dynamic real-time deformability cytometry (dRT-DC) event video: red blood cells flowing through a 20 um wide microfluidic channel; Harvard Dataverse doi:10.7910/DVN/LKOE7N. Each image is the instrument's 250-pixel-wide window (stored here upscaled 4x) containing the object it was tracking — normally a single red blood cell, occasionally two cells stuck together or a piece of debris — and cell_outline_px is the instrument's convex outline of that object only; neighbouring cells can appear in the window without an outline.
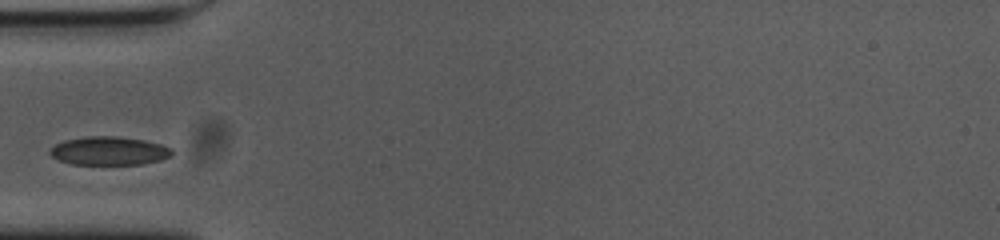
{"species": "common noctule bat (a hibernating species)", "species_latin": "Nyctalus noctula", "temperature_condition": "cold", "stored_images_in_passage": 28, "camera_frame_rate_fps": 3000, "um_per_image_px": 0.085, "animal": {"sex": "female", "body_mass_g": 23.0, "forearm_length_mm": 53.4}, "frame": {"image": 1, "passage_image": 1, "time_ms": 0.0, "image_size_px": [1000, 240], "cell_outline_px": [[172, 156], [160, 160], [144, 164], [72, 164], [60, 160], [52, 156], [48, 152], [56, 144], [64, 140], [88, 136], [116, 136], [144, 140], [160, 144], [172, 148]], "centroid_in_image_um": [9.3, 12.82], "position_along_channel_um": 75.7, "area_um2": 20.17}}
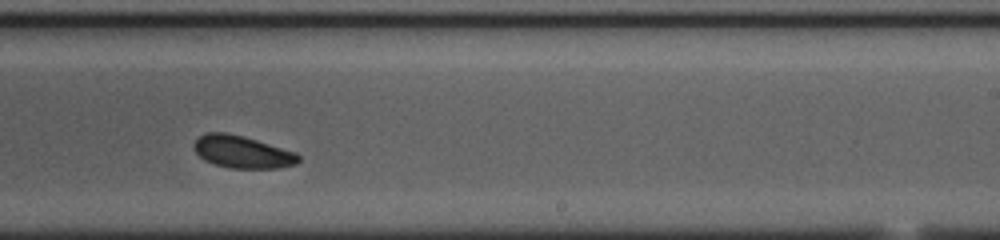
{"frame": {"image": 2, "passage_image": 17, "time_ms": 5.333, "image_size_px": [1000, 240], "cell_outline_px": [[300, 160], [296, 164], [276, 168], [228, 168], [204, 160], [192, 148], [192, 144], [200, 136], [208, 132], [224, 132], [244, 136], [296, 152], [300, 156]], "centroid_in_image_um": [20.59, 12.91], "position_along_channel_um": 268.4, "area_um2": 19.71}}
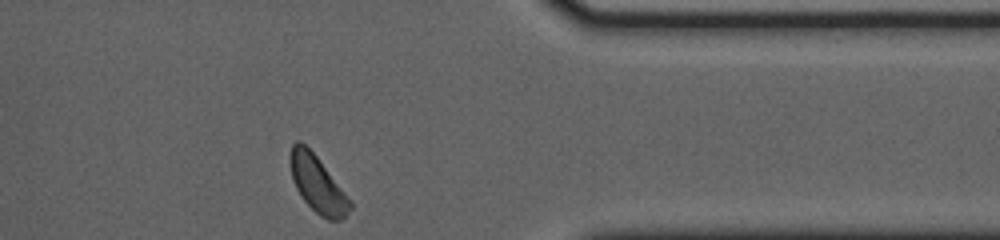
{"frame": {"image": 3, "passage_image": 28, "time_ms": 9.0, "image_size_px": [1000, 240], "cell_outline_px": [[352, 208], [340, 220], [328, 220], [320, 216], [300, 196], [292, 180], [288, 160], [288, 156], [292, 144], [296, 140], [300, 140], [316, 156], [352, 200]], "centroid_in_image_um": [26.96, 15.63], "position_along_channel_um": 384.4, "area_um2": 19.88}}